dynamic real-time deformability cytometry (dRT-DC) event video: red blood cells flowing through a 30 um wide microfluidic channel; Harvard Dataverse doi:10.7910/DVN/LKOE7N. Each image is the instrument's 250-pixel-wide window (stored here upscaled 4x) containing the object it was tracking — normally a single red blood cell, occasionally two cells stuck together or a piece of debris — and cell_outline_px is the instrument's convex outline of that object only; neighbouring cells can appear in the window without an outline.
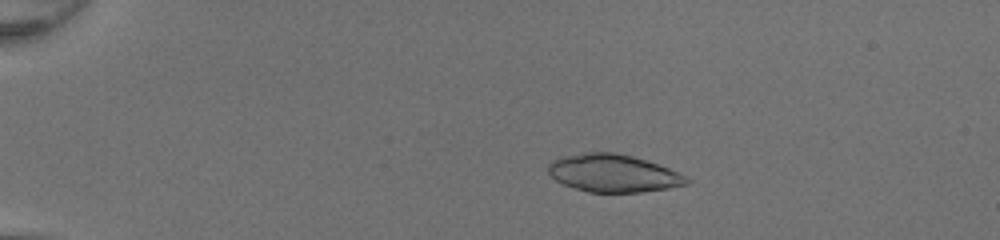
{"species": "common noctule bat (a hibernating species)", "species_latin": "Nyctalus noctula", "temperature_condition": "room temperature", "stored_images_in_passage": 51, "camera_frame_rate_fps": 3000, "um_per_image_px": 0.085, "animal": {"sex": "female", "body_mass_g": 20.0, "forearm_length_mm": 54.0}, "frame": {"image": 1, "passage_image": 12, "time_ms": 3.667, "image_size_px": [1000, 240], "cell_outline_px": [[692, 180], [688, 184], [668, 188], [640, 192], [588, 192], [564, 184], [556, 180], [548, 172], [548, 164], [552, 160], [564, 156], [584, 152], [616, 152], [632, 156], [668, 168]], "centroid_in_image_um": [52.11, 14.72], "position_along_channel_um": 32.9, "area_um2": 30.11}}